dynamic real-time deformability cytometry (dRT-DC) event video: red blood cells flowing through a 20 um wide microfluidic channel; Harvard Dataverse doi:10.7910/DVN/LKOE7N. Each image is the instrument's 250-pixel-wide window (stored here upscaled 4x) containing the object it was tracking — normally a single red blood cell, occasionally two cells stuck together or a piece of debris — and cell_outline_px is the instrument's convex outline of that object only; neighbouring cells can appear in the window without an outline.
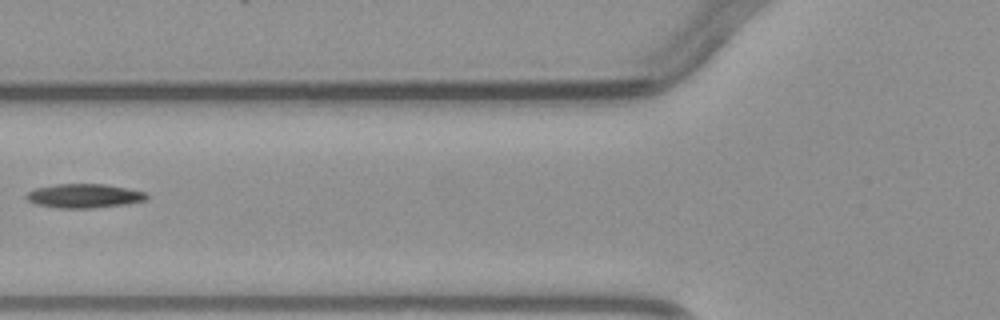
{"species": "common noctule bat (a hibernating species)", "species_latin": "Nyctalus noctula", "temperature_condition": "warm", "stored_images_in_passage": 5, "camera_frame_rate_fps": 3000, "um_per_image_px": 0.085, "animal": {"sex": "male", "body_mass_g": 23.1, "forearm_length_mm": 52.7}, "frame": {"image": 1, "passage_image": 5, "time_ms": 4.667, "image_size_px": [1000, 320], "cell_outline_px": [[148, 196], [144, 200], [128, 204], [92, 208], [56, 208], [36, 204], [28, 200], [24, 196], [28, 192], [36, 188], [56, 184], [104, 184], [144, 192]], "centroid_in_image_um": [7.11, 16.66], "position_along_channel_um": 118.7, "area_um2": 16.7}}